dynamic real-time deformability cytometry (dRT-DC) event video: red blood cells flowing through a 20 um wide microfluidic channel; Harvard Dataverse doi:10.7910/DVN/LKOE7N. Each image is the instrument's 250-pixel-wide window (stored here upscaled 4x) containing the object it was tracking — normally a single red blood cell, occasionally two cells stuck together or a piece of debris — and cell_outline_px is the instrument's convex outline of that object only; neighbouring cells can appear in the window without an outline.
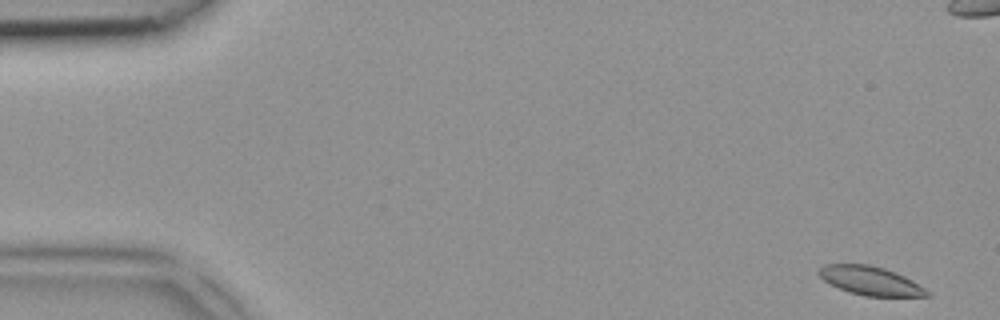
{"species": "common noctule bat (a hibernating species)", "species_latin": "Nyctalus noctula", "temperature_condition": "room temperature", "stored_images_in_passage": 6, "camera_frame_rate_fps": 3000, "um_per_image_px": 0.085, "animal": {"sex": "female", "body_mass_g": 18.4}, "frame": {"image": 1, "passage_image": 1, "time_ms": 0.0, "image_size_px": [1000, 320], "cell_outline_px": [[932, 296], [864, 296], [848, 292], [828, 284], [816, 272], [824, 264], [868, 264], [884, 268], [896, 272], [912, 280], [932, 292]], "centroid_in_image_um": [73.99, 23.87], "position_along_channel_um": 11.0, "area_um2": 18.32}}